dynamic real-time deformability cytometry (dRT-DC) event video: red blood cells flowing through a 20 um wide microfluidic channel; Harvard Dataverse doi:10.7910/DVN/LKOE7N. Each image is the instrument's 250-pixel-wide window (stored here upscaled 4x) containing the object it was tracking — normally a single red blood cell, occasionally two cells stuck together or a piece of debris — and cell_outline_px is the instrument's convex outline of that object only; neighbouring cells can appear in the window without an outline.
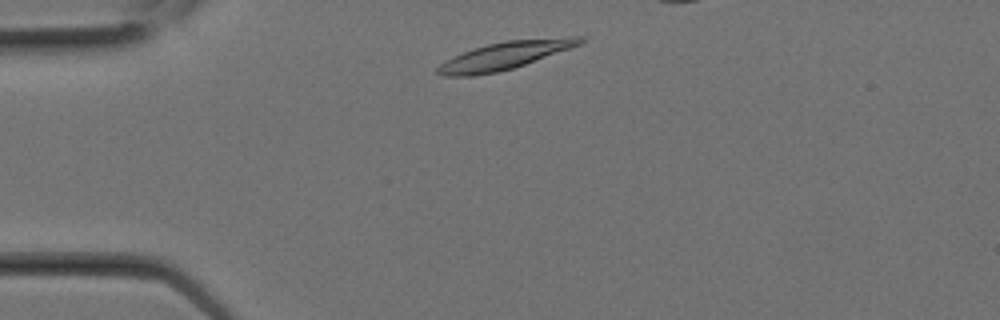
{"species": "Egyptian fruit bat (a non-hibernating species)", "species_latin": "Rousettus aegyptiacus", "temperature_condition": "room temperature", "stored_images_in_passage": 3, "camera_frame_rate_fps": 3000, "um_per_image_px": 0.085, "animal": {"sex": "female"}, "frame": {"image": 1, "passage_image": 2, "time_ms": 0.333, "image_size_px": [1000, 320], "cell_outline_px": [[584, 44], [512, 68], [496, 72], [476, 76], [444, 76], [436, 72], [436, 68], [440, 64], [472, 48], [504, 40], [568, 36], [584, 36]], "centroid_in_image_um": [42.98, 4.7], "position_along_channel_um": 42.0, "area_um2": 23.0}}